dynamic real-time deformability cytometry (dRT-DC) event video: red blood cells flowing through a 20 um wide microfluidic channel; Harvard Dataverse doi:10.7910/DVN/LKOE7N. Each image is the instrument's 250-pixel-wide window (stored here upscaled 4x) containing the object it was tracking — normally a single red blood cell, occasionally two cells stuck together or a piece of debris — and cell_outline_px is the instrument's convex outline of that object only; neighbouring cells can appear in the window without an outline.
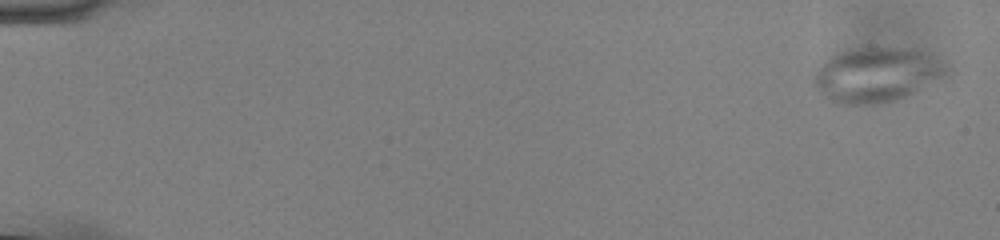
{"species": "common noctule bat (a hibernating species)", "species_latin": "Nyctalus noctula", "temperature_condition": "cold", "stored_images_in_passage": 14, "camera_frame_rate_fps": 3000, "um_per_image_px": 0.085, "animal": {"sex": "male", "body_mass_g": 13.0, "forearm_length_mm": 53.1}, "frame": {"image": 1, "passage_image": 2, "time_ms": 0.333, "image_size_px": [1000, 240], "cell_outline_px": [[948, 76], [904, 96], [892, 100], [872, 104], [844, 104], [832, 100], [816, 84], [816, 72], [824, 60], [840, 52], [856, 48], [904, 48], [920, 52], [940, 60], [948, 68]], "centroid_in_image_um": [74.56, 6.34], "position_along_channel_um": 10.4, "area_um2": 40.81}}